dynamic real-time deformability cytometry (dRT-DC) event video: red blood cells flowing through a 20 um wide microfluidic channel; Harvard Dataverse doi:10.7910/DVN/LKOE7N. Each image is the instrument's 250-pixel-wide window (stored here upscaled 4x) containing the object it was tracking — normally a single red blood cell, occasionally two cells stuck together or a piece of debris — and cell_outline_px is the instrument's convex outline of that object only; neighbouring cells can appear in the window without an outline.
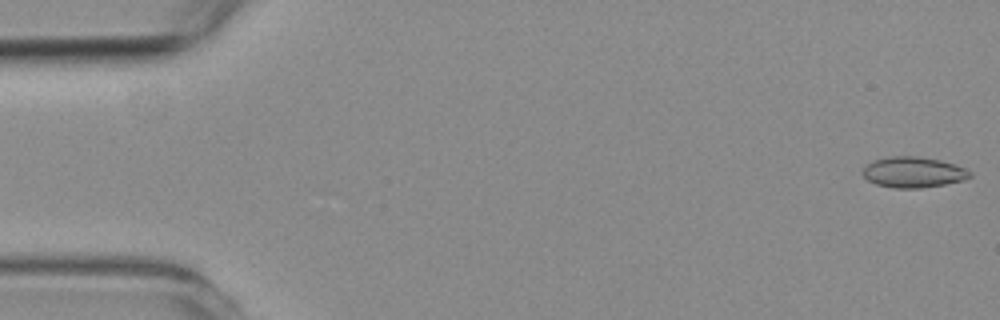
{"species": "common noctule bat (a hibernating species)", "species_latin": "Nyctalus noctula", "temperature_condition": "room temperature", "stored_images_in_passage": 55, "camera_frame_rate_fps": 3000, "um_per_image_px": 0.085, "animal": {"sex": "female", "body_mass_g": 19.3, "forearm_length_mm": 54.1}, "frame": {"image": 1, "passage_image": 1, "time_ms": 0.0, "image_size_px": [1000, 320], "cell_outline_px": [[972, 176], [964, 180], [944, 184], [920, 188], [892, 188], [876, 184], [868, 180], [860, 172], [872, 160], [888, 156], [920, 156], [940, 160], [956, 164], [968, 168], [972, 172]], "centroid_in_image_um": [77.65, 14.63], "position_along_channel_um": 7.3, "area_um2": 19.48}}
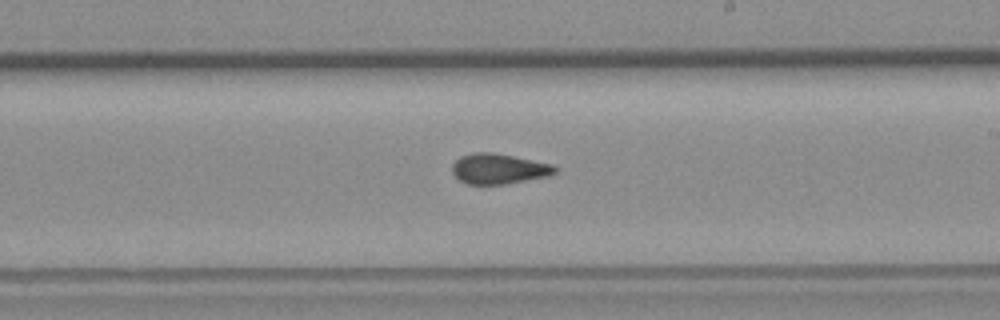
{"frame": {"image": 2, "passage_image": 31, "time_ms": 10.0, "image_size_px": [1000, 320], "cell_outline_px": [[556, 172], [552, 176], [504, 184], [468, 184], [460, 180], [452, 172], [452, 164], [460, 156], [476, 152], [492, 152], [552, 164], [556, 168]], "centroid_in_image_um": [42.4, 14.35], "position_along_channel_um": 246.6, "area_um2": 18.09}}
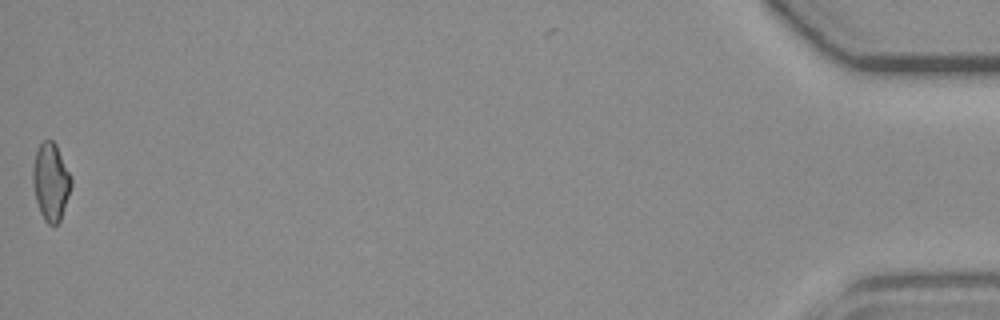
{"frame": {"image": 3, "passage_image": 54, "time_ms": 17.667, "image_size_px": [1000, 320], "cell_outline_px": [[72, 184], [60, 220], [56, 224], [48, 224], [44, 220], [40, 212], [36, 200], [32, 184], [32, 168], [36, 152], [40, 144], [44, 140], [52, 140], [56, 144], [72, 176]], "centroid_in_image_um": [4.31, 15.43], "position_along_channel_um": 430.9, "area_um2": 17.34}, "authors_computed_cell_mechanics": {"area_um2": 18.207, "velocity_mm_per_s": 3.7843, "shape_relaxation_time_tau1_ms": null, "shape_relaxation_time_tau2_ms": 2.3486, "deformation_change_tau1": null, "deformation_change_tau2": 0.0701}}